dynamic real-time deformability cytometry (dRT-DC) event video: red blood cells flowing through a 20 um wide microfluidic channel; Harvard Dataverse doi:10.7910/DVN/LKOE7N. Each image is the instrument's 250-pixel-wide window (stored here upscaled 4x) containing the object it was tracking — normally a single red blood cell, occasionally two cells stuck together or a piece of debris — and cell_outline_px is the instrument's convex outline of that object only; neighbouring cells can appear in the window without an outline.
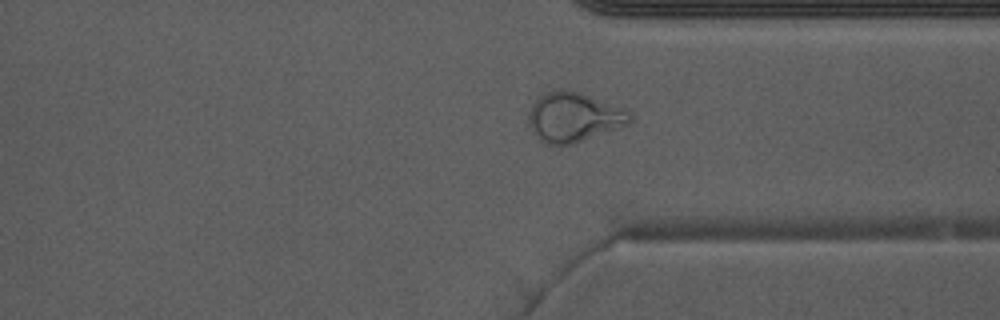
{"species": "Egyptian fruit bat (a non-hibernating species)", "species_latin": "Rousettus aegyptiacus", "temperature_condition": "warm", "stored_images_in_passage": 38, "camera_frame_rate_fps": 3000, "um_per_image_px": 0.085, "animal": {"sex": "male"}, "frame": {"image": 1, "passage_image": 27, "time_ms": 8.667, "image_size_px": [1000, 320], "cell_outline_px": [[632, 120], [628, 124], [572, 144], [544, 144], [532, 132], [528, 124], [528, 116], [532, 104], [544, 92], [560, 88], [580, 92], [628, 108], [632, 112]], "centroid_in_image_um": [48.78, 9.93], "position_along_channel_um": 362.6, "area_um2": 29.59}, "authors_computed_cell_mechanics": {"area_um2": 28.9578, "velocity_mm_per_s": 4.0057, "shape_relaxation_time_tau1_ms": null, "shape_relaxation_time_tau2_ms": 1.2265, "deformation_change_tau1": null, "deformation_change_tau2": 0.0877}}